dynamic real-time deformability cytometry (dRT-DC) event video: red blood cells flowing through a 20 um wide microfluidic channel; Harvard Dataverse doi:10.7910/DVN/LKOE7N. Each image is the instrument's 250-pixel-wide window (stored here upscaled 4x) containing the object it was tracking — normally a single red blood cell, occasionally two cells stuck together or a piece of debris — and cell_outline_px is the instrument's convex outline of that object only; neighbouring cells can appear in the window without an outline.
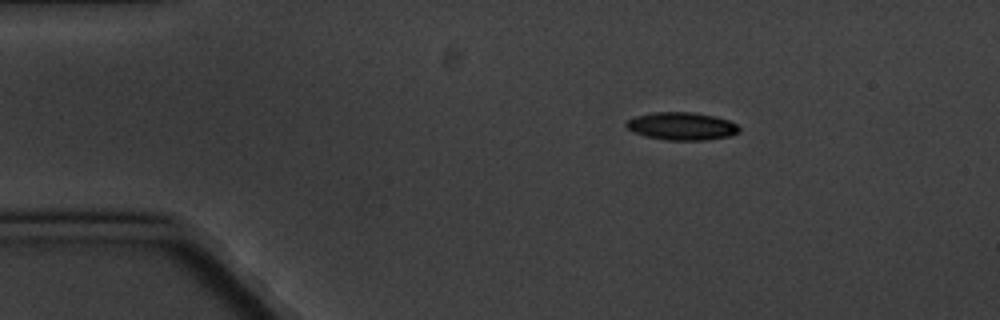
{"species": "common noctule bat (a hibernating species)", "species_latin": "Nyctalus noctula", "temperature_condition": "cold", "stored_images_in_passage": 3, "camera_frame_rate_fps": 3000, "um_per_image_px": 0.085, "animal": {"sex": "male", "body_mass_g": 20.1, "forearm_length_mm": 53.5}, "frame": {"image": 1, "passage_image": 1, "time_ms": 0.0, "image_size_px": [1000, 320], "cell_outline_px": [[740, 132], [728, 136], [704, 140], [664, 140], [644, 136], [632, 132], [624, 124], [628, 120], [636, 116], [656, 112], [692, 112], [716, 116], [728, 120], [736, 124], [740, 128]], "centroid_in_image_um": [57.94, 10.73], "position_along_channel_um": 27.1, "area_um2": 18.32}}